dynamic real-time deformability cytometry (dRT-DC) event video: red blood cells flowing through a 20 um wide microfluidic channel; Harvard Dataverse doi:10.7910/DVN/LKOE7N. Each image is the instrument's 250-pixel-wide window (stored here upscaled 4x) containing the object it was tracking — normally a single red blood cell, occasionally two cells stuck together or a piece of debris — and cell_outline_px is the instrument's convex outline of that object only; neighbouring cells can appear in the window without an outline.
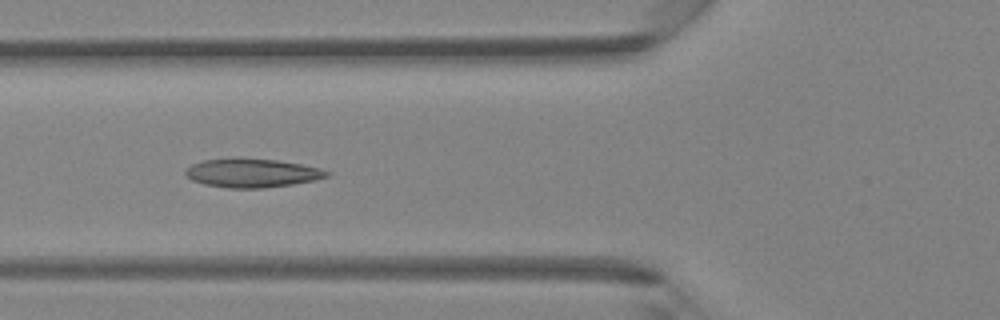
{"species": "Egyptian fruit bat (a non-hibernating species)", "species_latin": "Rousettus aegyptiacus", "temperature_condition": "room temperature", "stored_images_in_passage": 5, "camera_frame_rate_fps": 3000, "um_per_image_px": 0.085, "animal": {"sex": "female"}, "frame": {"image": 1, "passage_image": 4, "time_ms": 1.0, "image_size_px": [1000, 320], "cell_outline_px": [[332, 172], [328, 176], [312, 180], [292, 184], [264, 188], [228, 188], [204, 184], [192, 180], [184, 176], [184, 168], [192, 164], [204, 160], [276, 160], [300, 164], [320, 168]], "centroid_in_image_um": [21.4, 14.73], "position_along_channel_um": 104.4, "area_um2": 23.06}}
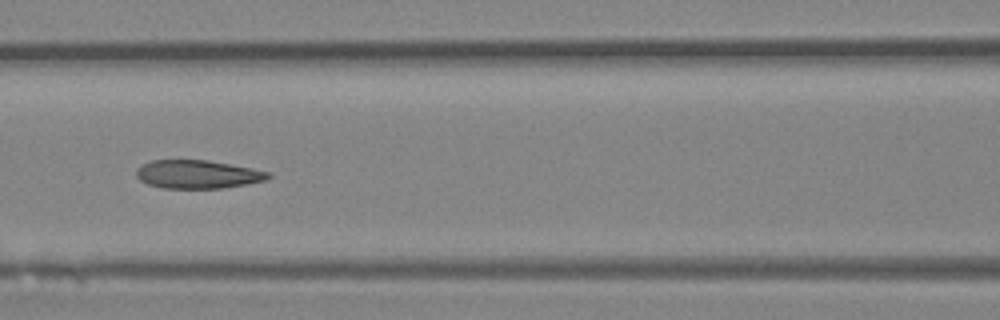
{"frame": {"image": 2, "passage_image": 5, "time_ms": 1.333, "image_size_px": [1000, 320], "cell_outline_px": [[272, 176], [268, 180], [248, 184], [224, 188], [164, 188], [148, 184], [140, 180], [136, 176], [136, 168], [152, 160], [208, 160], [252, 168], [272, 172]], "centroid_in_image_um": [16.85, 14.82], "position_along_channel_um": 149.7, "area_um2": 21.96}}